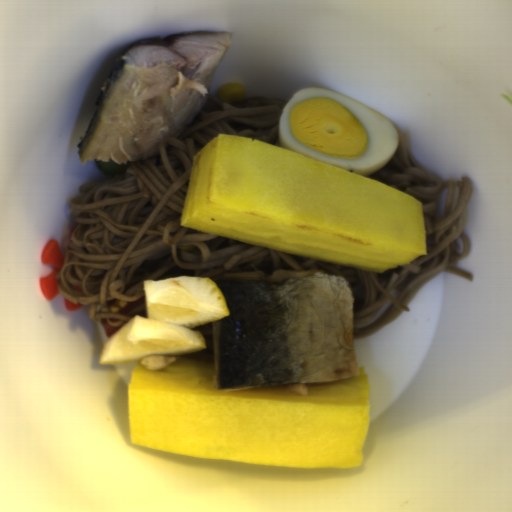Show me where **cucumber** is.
<instances>
[{"mask_svg": "<svg viewBox=\"0 0 512 512\" xmlns=\"http://www.w3.org/2000/svg\"><path fill=\"white\" fill-rule=\"evenodd\" d=\"M98 170L103 174V175H115V174H118V173H121L122 171H124L128 166H129V162L128 163H125V164H118V163H115V162H98V161H94Z\"/></svg>", "mask_w": 512, "mask_h": 512, "instance_id": "8b760119", "label": "cucumber"}]
</instances>
